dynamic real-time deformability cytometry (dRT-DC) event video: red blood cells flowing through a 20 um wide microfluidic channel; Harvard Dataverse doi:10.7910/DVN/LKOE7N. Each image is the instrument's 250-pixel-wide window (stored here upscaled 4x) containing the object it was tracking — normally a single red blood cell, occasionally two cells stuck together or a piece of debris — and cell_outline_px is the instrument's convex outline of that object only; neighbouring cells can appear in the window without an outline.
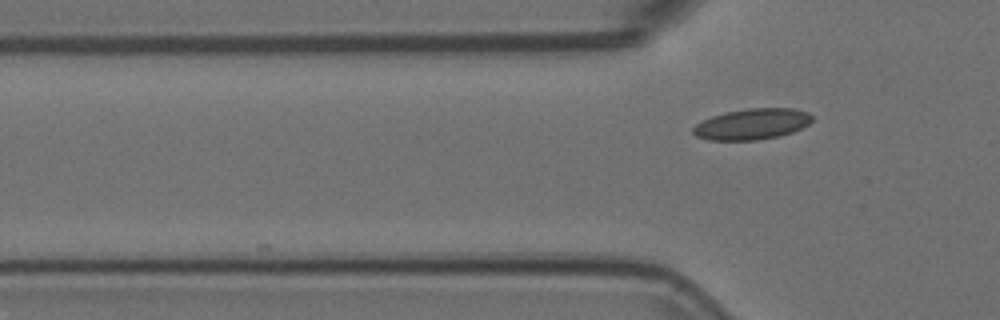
{"species": "Egyptian fruit bat (a non-hibernating species)", "species_latin": "Rousettus aegyptiacus", "temperature_condition": "room temperature", "stored_images_in_passage": 3, "camera_frame_rate_fps": 3000, "um_per_image_px": 0.085, "animal": {"sex": "female"}, "frame": {"image": 1, "passage_image": 3, "time_ms": 0.667, "image_size_px": [1000, 320], "cell_outline_px": [[812, 120], [808, 124], [792, 132], [780, 136], [756, 140], [708, 140], [696, 136], [692, 132], [692, 128], [696, 124], [712, 116], [724, 112], [748, 108], [796, 108], [808, 112], [812, 116]], "centroid_in_image_um": [63.92, 10.54], "position_along_channel_um": 61.9, "area_um2": 21.5}}